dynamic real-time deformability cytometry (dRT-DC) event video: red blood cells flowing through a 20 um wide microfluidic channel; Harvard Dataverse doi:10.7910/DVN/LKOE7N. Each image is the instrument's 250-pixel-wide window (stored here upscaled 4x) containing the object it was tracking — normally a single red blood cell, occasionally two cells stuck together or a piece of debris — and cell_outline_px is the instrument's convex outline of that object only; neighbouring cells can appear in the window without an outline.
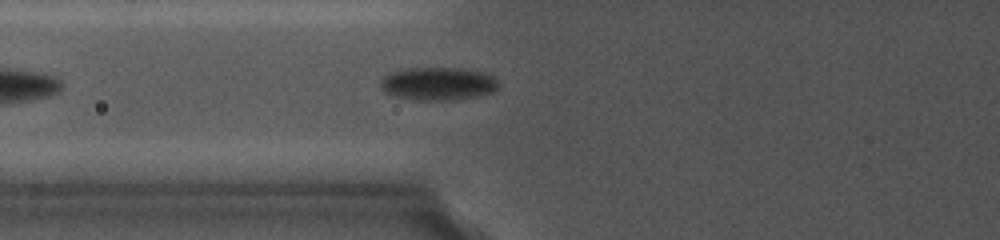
{"species": "common noctule bat (a hibernating species)", "species_latin": "Nyctalus noctula", "temperature_condition": "cold", "stored_images_in_passage": 8, "camera_frame_rate_fps": 5000, "um_per_image_px": 0.085, "animal": {"sex": "female", "body_mass_g": 19.0, "forearm_length_mm": 56.7}, "frame": {"image": 1, "passage_image": 7, "time_ms": 2.2, "image_size_px": [1000, 240], "cell_outline_px": [[500, 88], [492, 92], [480, 96], [456, 100], [412, 100], [396, 96], [384, 92], [380, 88], [380, 80], [388, 72], [408, 68], [456, 68], [484, 72], [500, 80]], "centroid_in_image_um": [37.25, 7.12], "position_along_channel_um": 88.5, "area_um2": 23.18}}